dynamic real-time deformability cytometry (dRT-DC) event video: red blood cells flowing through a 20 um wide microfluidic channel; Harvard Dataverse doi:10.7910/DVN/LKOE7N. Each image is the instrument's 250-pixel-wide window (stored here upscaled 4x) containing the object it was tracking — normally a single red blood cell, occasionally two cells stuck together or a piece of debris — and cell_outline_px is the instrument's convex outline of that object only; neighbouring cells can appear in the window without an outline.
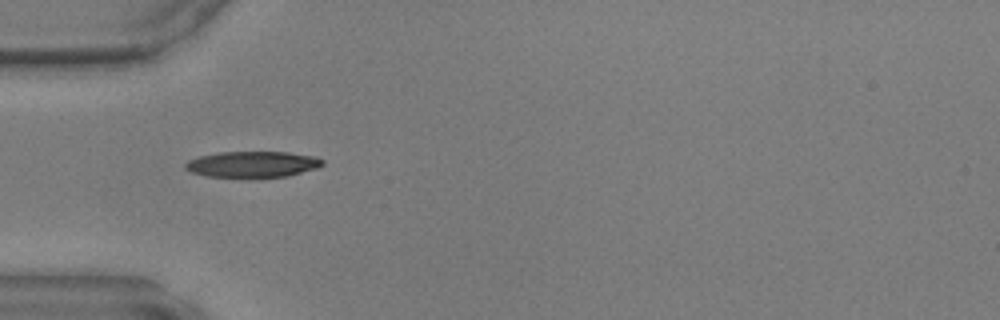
{"species": "common noctule bat (a hibernating species)", "species_latin": "Nyctalus noctula", "temperature_condition": "warm", "stored_images_in_passage": 34, "camera_frame_rate_fps": 3000, "um_per_image_px": 0.085, "animal": {"sex": "male", "body_mass_g": 17.9, "forearm_length_mm": 54.2}, "frame": {"image": 1, "passage_image": 1, "time_ms": 0.0, "image_size_px": [1000, 320], "cell_outline_px": [[324, 164], [316, 168], [288, 176], [256, 180], [240, 180], [208, 176], [192, 172], [184, 168], [184, 164], [188, 160], [200, 156], [220, 152], [288, 152], [312, 156], [324, 160]], "centroid_in_image_um": [21.44, 14.02], "position_along_channel_um": 63.6, "area_um2": 21.73}}
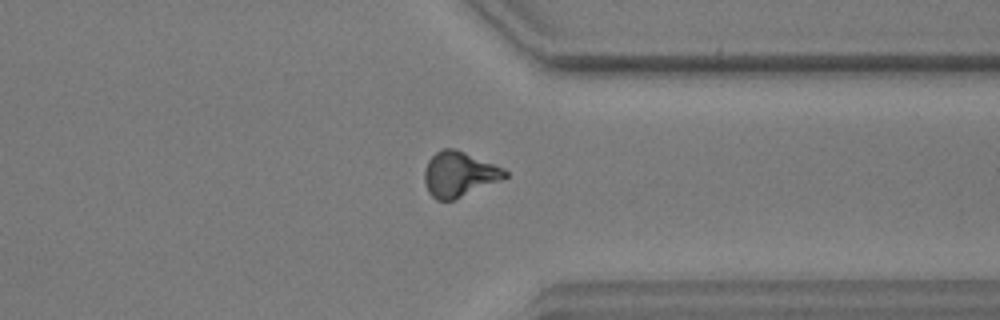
{"frame": {"image": 2, "passage_image": 23, "time_ms": 7.333, "image_size_px": [1000, 320], "cell_outline_px": [[508, 176], [504, 180], [452, 200], [436, 200], [428, 192], [424, 180], [424, 172], [428, 160], [436, 152], [444, 148], [456, 148], [504, 168], [508, 172]], "centroid_in_image_um": [39.05, 14.8], "position_along_channel_um": 372.3, "area_um2": 21.33}}
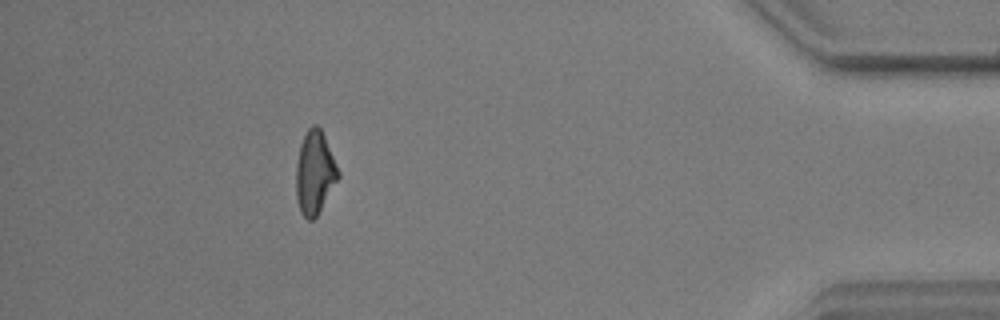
{"frame": {"image": 3, "passage_image": 29, "time_ms": 9.333, "image_size_px": [1000, 320], "cell_outline_px": [[340, 176], [316, 216], [312, 220], [308, 220], [300, 212], [296, 196], [296, 164], [300, 144], [308, 128], [312, 124], [316, 124], [320, 128], [324, 136], [340, 172]], "centroid_in_image_um": [26.74, 14.67], "position_along_channel_um": 408.5, "area_um2": 20.23}}